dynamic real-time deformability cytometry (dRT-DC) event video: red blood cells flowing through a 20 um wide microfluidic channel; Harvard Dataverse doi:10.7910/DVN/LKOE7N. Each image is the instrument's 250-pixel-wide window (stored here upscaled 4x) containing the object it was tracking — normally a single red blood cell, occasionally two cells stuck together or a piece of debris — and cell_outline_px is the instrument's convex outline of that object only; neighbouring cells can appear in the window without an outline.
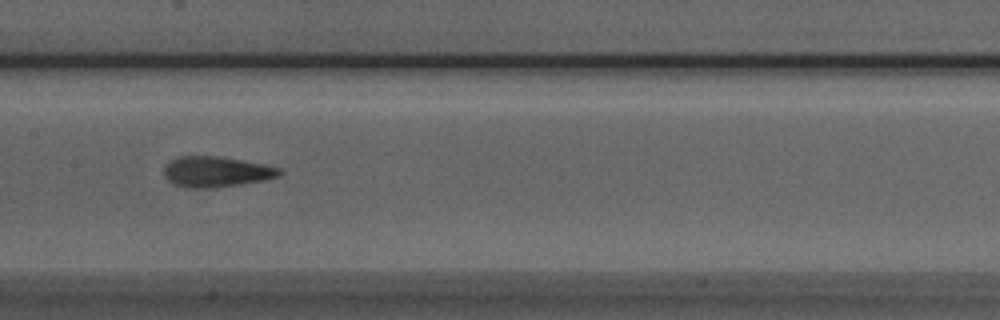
{"species": "Egyptian fruit bat (a non-hibernating species)", "species_latin": "Rousettus aegyptiacus", "temperature_condition": "room temperature", "stored_images_in_passage": 21, "camera_frame_rate_fps": 3000, "um_per_image_px": 0.085, "animal": {"sex": "male"}, "frame": {"image": 1, "passage_image": 10, "time_ms": 3.0, "image_size_px": [1000, 320], "cell_outline_px": [[284, 172], [280, 176], [264, 180], [240, 184], [212, 188], [184, 188], [172, 184], [164, 176], [164, 164], [180, 156], [216, 156], [264, 164], [280, 168]], "centroid_in_image_um": [18.36, 14.61], "position_along_channel_um": 189.0, "area_um2": 20.69}}